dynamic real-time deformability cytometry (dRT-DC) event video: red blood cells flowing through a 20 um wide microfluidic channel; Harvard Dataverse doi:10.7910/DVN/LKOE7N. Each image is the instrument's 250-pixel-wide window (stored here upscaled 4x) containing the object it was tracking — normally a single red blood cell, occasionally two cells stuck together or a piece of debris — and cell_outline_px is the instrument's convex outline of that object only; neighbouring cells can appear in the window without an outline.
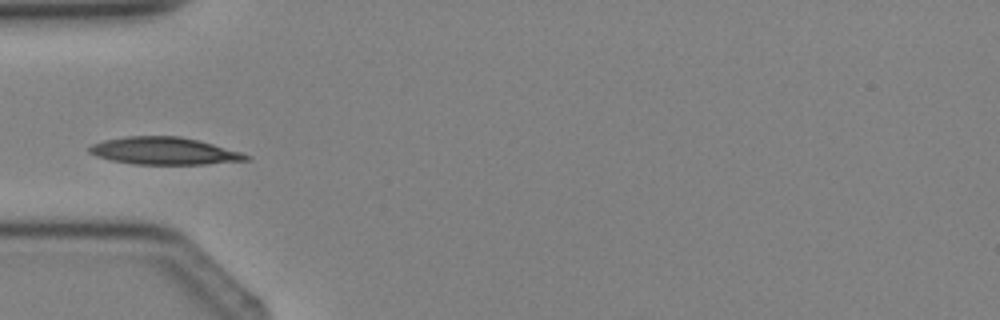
{"species": "Egyptian fruit bat (a non-hibernating species)", "species_latin": "Rousettus aegyptiacus", "temperature_condition": "cold", "stored_images_in_passage": 3, "camera_frame_rate_fps": 3000, "um_per_image_px": 0.085, "animal": {"sex": "female"}, "frame": {"image": 1, "passage_image": 3, "time_ms": 2.333, "image_size_px": [1000, 320], "cell_outline_px": [[252, 160], [204, 164], [132, 164], [108, 160], [96, 156], [88, 152], [88, 148], [92, 144], [104, 140], [124, 136], [180, 136], [212, 144], [240, 152], [252, 156]], "centroid_in_image_um": [13.92, 12.83], "position_along_channel_um": 71.1, "area_um2": 25.03}}